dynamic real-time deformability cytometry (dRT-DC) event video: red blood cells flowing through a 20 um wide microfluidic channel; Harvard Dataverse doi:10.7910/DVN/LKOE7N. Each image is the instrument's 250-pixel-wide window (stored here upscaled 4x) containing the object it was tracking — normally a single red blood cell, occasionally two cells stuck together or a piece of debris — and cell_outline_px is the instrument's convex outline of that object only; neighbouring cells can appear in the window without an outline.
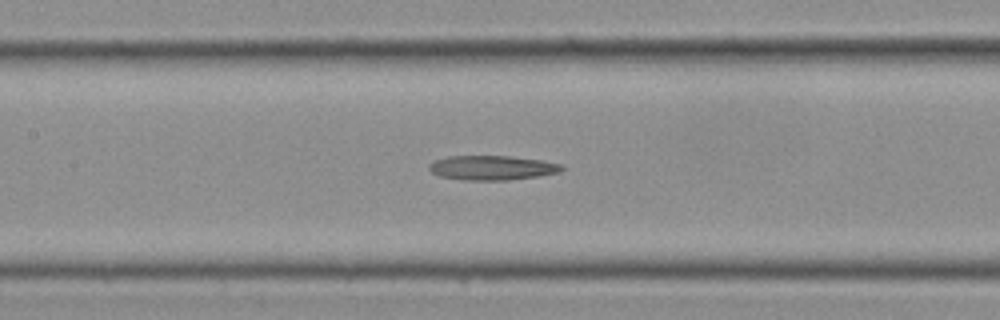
{"species": "Egyptian fruit bat (a non-hibernating species)", "species_latin": "Rousettus aegyptiacus", "temperature_condition": "cold", "stored_images_in_passage": 18, "camera_frame_rate_fps": 3000, "um_per_image_px": 0.085, "frame": {"image": 1, "passage_image": 13, "time_ms": 4.0, "image_size_px": [1000, 320], "cell_outline_px": [[564, 168], [560, 172], [540, 176], [508, 180], [464, 180], [440, 176], [432, 172], [428, 168], [428, 164], [432, 160], [448, 156], [508, 156], [544, 160], [564, 164]], "centroid_in_image_um": [41.85, 14.25], "position_along_channel_um": 165.6, "area_um2": 19.19}}
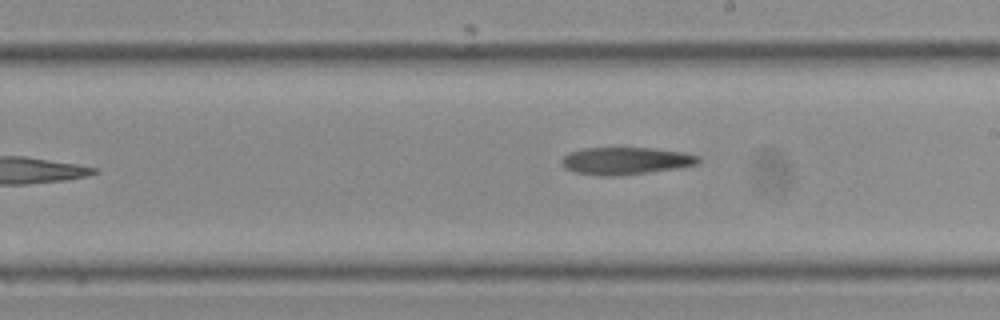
{"frame": {"image": 2, "passage_image": 18, "time_ms": 5.667, "image_size_px": [1000, 320], "cell_outline_px": [[700, 164], [676, 168], [620, 176], [604, 176], [576, 172], [564, 168], [560, 160], [568, 152], [580, 148], [652, 148], [684, 152], [700, 156]], "centroid_in_image_um": [53.18, 13.66], "position_along_channel_um": 235.8, "area_um2": 21.91}}